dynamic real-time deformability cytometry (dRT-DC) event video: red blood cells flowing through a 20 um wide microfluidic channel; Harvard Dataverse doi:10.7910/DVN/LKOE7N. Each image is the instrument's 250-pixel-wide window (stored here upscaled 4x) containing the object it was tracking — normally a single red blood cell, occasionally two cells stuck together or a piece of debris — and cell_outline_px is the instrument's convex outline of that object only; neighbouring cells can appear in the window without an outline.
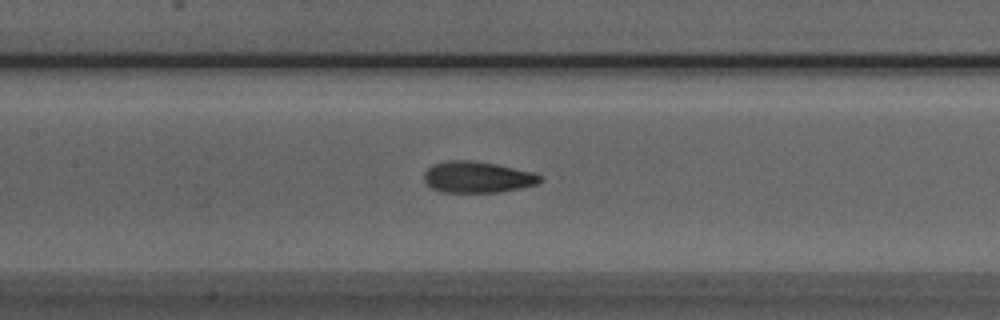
{"species": "Egyptian fruit bat (a non-hibernating species)", "species_latin": "Rousettus aegyptiacus", "temperature_condition": "room temperature", "stored_images_in_passage": 49, "camera_frame_rate_fps": 3000, "um_per_image_px": 0.085, "animal": {"sex": "male"}, "frame": {"image": 1, "passage_image": 20, "time_ms": 6.333, "image_size_px": [1000, 320], "cell_outline_px": [[544, 180], [536, 184], [520, 188], [500, 192], [440, 192], [432, 188], [424, 180], [424, 172], [432, 164], [444, 160], [468, 160], [496, 164], [532, 172], [544, 176]], "centroid_in_image_um": [40.58, 15.05], "position_along_channel_um": 166.8, "area_um2": 21.27}}
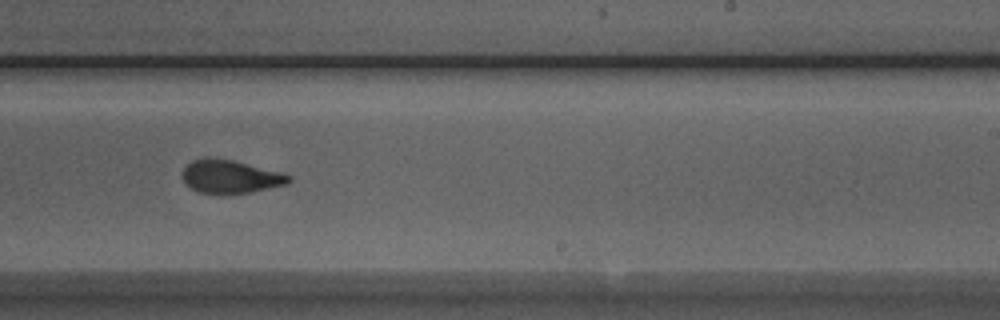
{"frame": {"image": 2, "passage_image": 28, "time_ms": 9.0, "image_size_px": [1000, 320], "cell_outline_px": [[292, 180], [288, 184], [248, 192], [200, 192], [184, 184], [180, 176], [180, 172], [192, 160], [204, 156], [208, 156], [232, 160], [284, 172], [292, 176]], "centroid_in_image_um": [19.56, 14.97], "position_along_channel_um": 269.4, "area_um2": 20.69}}
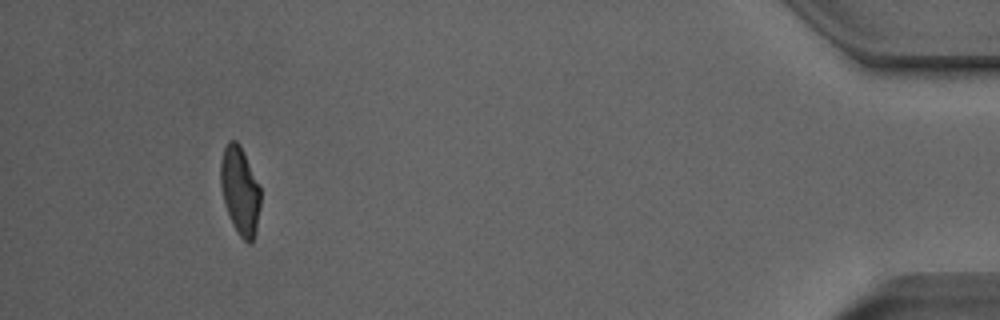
{"frame": {"image": 3, "passage_image": 45, "time_ms": 14.667, "image_size_px": [1000, 320], "cell_outline_px": [[260, 208], [256, 232], [252, 244], [248, 244], [240, 236], [232, 224], [224, 200], [220, 184], [220, 160], [224, 148], [228, 140], [236, 140], [240, 144], [260, 184]], "centroid_in_image_um": [20.41, 16.19], "position_along_channel_um": 414.8, "area_um2": 20.75}, "authors_computed_cell_mechanics": {"area_um2": 20.808, "velocity_mm_per_s": 3.862, "shape_relaxation_time_tau1_ms": 6.6052, "shape_relaxation_time_tau2_ms": 1.4078, "deformation_change_tau1": 0.2169, "deformation_change_tau2": 0.0802}}